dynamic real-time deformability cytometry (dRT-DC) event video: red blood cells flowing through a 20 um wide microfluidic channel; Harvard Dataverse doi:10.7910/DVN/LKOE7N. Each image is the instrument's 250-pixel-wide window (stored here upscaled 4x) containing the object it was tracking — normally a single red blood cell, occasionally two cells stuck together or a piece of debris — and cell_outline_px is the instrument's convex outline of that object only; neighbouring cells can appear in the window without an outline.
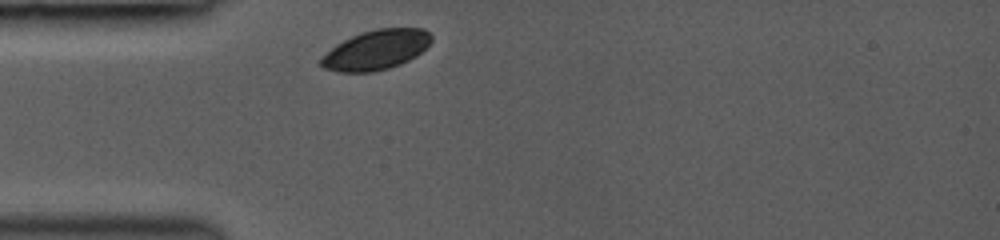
{"species": "common noctule bat (a hibernating species)", "species_latin": "Nyctalus noctula", "temperature_condition": "room temperature", "stored_images_in_passage": 5, "camera_frame_rate_fps": 3000, "um_per_image_px": 0.085, "animal": {"sex": "female", "body_mass_g": 19.0, "forearm_length_mm": 53.3}, "frame": {"image": 1, "passage_image": 1, "time_ms": 0.0, "image_size_px": [1000, 240], "cell_outline_px": [[432, 40], [416, 56], [400, 64], [388, 68], [372, 72], [336, 72], [324, 68], [320, 64], [320, 60], [336, 44], [360, 32], [376, 28], [424, 28], [432, 36]], "centroid_in_image_um": [31.97, 4.23], "position_along_channel_um": 53.0, "area_um2": 25.37}}
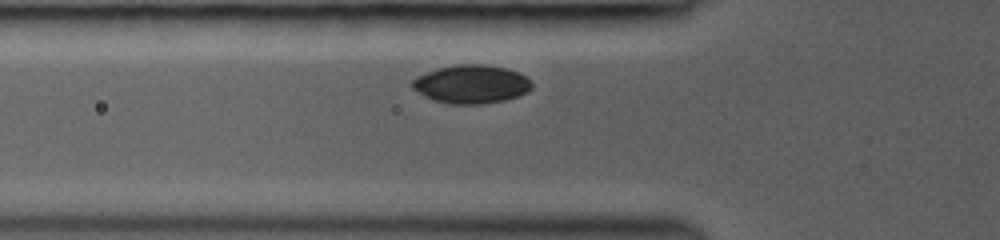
{"frame": {"image": 2, "passage_image": 4, "time_ms": 1.0, "image_size_px": [1000, 240], "cell_outline_px": [[532, 88], [528, 92], [504, 100], [480, 104], [448, 104], [432, 100], [424, 96], [412, 88], [408, 84], [416, 76], [440, 68], [460, 64], [484, 64], [504, 68], [516, 72], [524, 76], [532, 84]], "centroid_in_image_um": [40.01, 7.17], "position_along_channel_um": 85.8, "area_um2": 26.65}}